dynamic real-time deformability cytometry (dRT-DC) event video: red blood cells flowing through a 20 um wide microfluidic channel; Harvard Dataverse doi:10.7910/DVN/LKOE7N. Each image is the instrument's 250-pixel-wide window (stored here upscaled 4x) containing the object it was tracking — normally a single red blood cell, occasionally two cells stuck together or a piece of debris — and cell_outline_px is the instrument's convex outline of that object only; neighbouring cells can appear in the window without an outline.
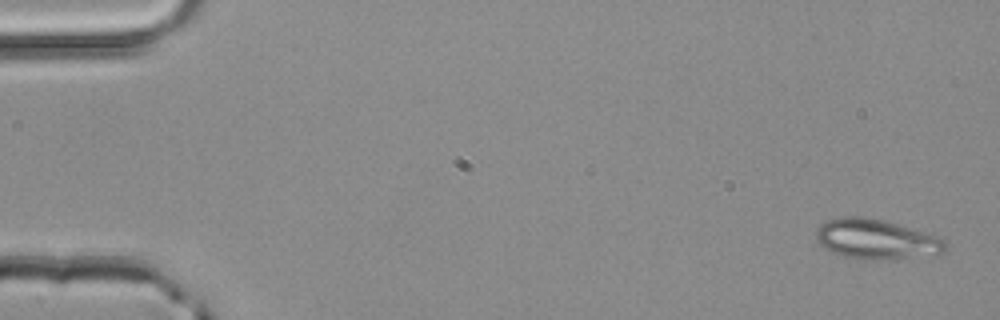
{"species": "common noctule bat (a hibernating species)", "species_latin": "Nyctalus noctula", "temperature_condition": "room temperature", "stored_images_in_passage": 3, "camera_frame_rate_fps": 3000, "um_per_image_px": 0.085, "animal": {"sex": "male", "body_mass_g": 20.4}, "frame": {"image": 1, "passage_image": 1, "time_ms": 0.0, "image_size_px": [1000, 320], "cell_outline_px": [[948, 244], [944, 252], [936, 256], [872, 260], [860, 260], [836, 256], [824, 248], [816, 240], [816, 232], [820, 224], [824, 220], [840, 216], [860, 216], [884, 220], [924, 232], [936, 236], [944, 240]], "centroid_in_image_um": [74.44, 20.36], "position_along_channel_um": 10.6, "area_um2": 30.81}}